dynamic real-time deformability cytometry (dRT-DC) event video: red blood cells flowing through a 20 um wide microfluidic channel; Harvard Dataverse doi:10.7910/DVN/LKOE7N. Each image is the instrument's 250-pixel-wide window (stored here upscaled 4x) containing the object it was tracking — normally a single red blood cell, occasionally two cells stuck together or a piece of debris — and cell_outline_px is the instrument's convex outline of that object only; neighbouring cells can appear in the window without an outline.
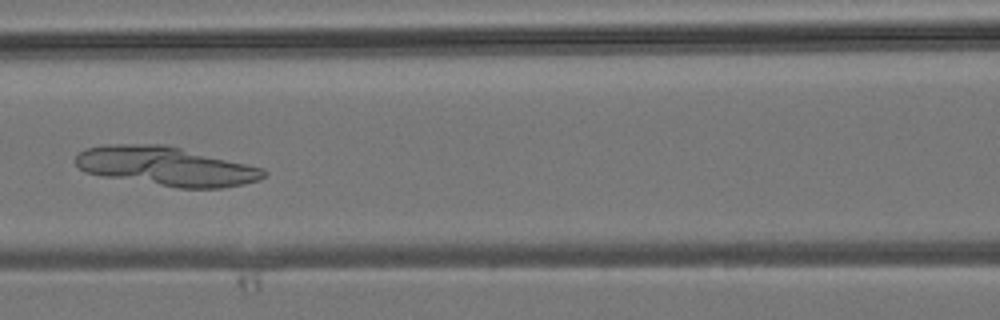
{"species": "common noctule bat (a hibernating species)", "species_latin": "Nyctalus noctula", "temperature_condition": "room temperature", "stored_images_in_passage": 5, "camera_frame_rate_fps": 3000, "um_per_image_px": 0.085, "animal": {"sex": "male", "body_mass_g": 19.2, "forearm_length_mm": 51.8}, "frame": {"image": 1, "passage_image": 5, "time_ms": 4.667, "image_size_px": [1000, 320], "cell_outline_px": [[268, 172], [260, 180], [244, 184], [224, 188], [176, 188], [104, 176], [84, 172], [76, 164], [76, 156], [80, 152], [88, 148], [104, 144], [164, 144], [264, 168]], "centroid_in_image_um": [14.14, 14.14], "position_along_channel_um": 152.5, "area_um2": 42.77}}